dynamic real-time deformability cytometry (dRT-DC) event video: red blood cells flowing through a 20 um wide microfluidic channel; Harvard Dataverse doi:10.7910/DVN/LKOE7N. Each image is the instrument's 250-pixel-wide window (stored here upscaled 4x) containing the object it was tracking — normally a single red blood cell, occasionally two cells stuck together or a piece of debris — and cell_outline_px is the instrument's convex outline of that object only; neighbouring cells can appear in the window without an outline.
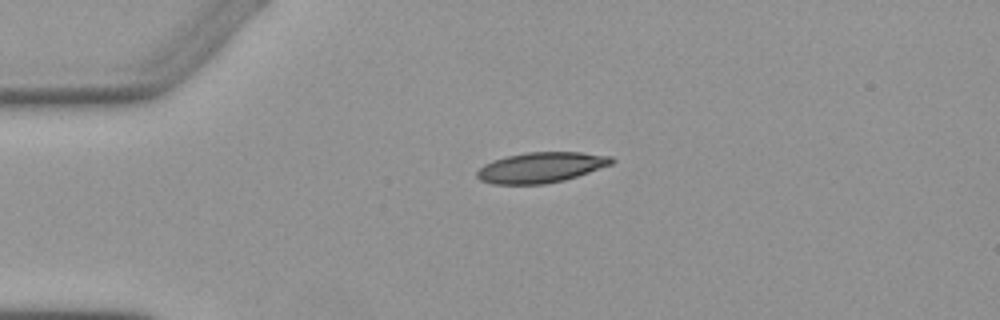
{"species": "Egyptian fruit bat (a non-hibernating species)", "species_latin": "Rousettus aegyptiacus", "temperature_condition": "warm", "stored_images_in_passage": 2, "camera_frame_rate_fps": 3000, "um_per_image_px": 0.085, "animal": {"sex": "female"}, "frame": {"image": 1, "passage_image": 1, "time_ms": 0.0, "image_size_px": [1000, 320], "cell_outline_px": [[616, 160], [612, 164], [564, 180], [544, 184], [492, 184], [480, 180], [476, 176], [476, 172], [484, 164], [492, 160], [508, 156], [528, 152], [580, 152], [612, 156]], "centroid_in_image_um": [45.98, 14.23], "position_along_channel_um": 39.0, "area_um2": 23.81}}